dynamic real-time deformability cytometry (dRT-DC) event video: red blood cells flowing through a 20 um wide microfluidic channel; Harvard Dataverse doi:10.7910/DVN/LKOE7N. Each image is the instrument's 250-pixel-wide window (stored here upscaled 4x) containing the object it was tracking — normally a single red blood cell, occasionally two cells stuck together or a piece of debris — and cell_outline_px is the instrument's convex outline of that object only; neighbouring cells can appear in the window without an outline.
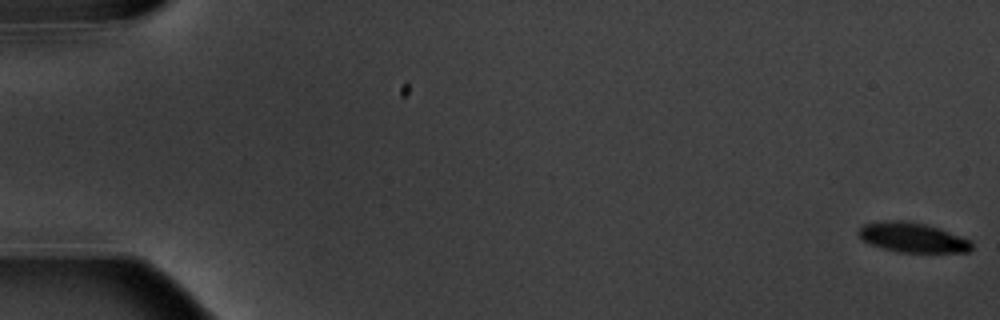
{"species": "common noctule bat (a hibernating species)", "species_latin": "Nyctalus noctula", "temperature_condition": "warm", "stored_images_in_passage": 5, "camera_frame_rate_fps": 3000, "um_per_image_px": 0.085, "animal": {"sex": "male", "body_mass_g": 20.1, "forearm_length_mm": 53.5}, "frame": {"image": 1, "passage_image": 1, "time_ms": 0.0, "image_size_px": [1000, 320], "cell_outline_px": [[972, 248], [968, 252], [896, 252], [872, 244], [864, 240], [856, 232], [864, 224], [888, 220], [908, 220], [940, 228], [972, 240]], "centroid_in_image_um": [77.6, 20.18], "position_along_channel_um": 7.4, "area_um2": 19.59}}
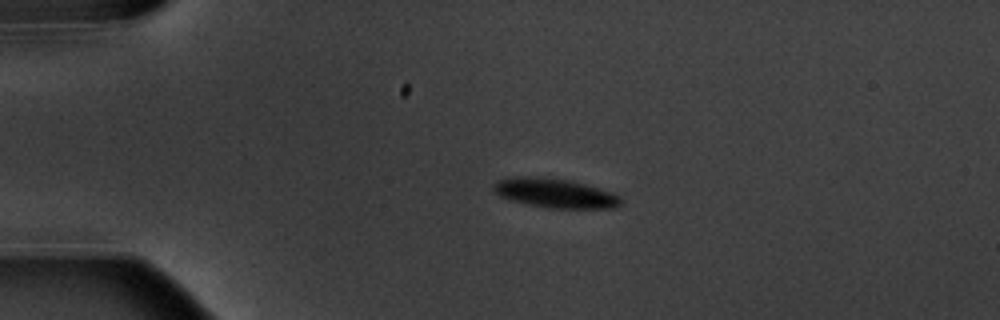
{"frame": {"image": 2, "passage_image": 4, "time_ms": 4.333, "image_size_px": [1000, 320], "cell_outline_px": [[624, 200], [616, 208], [548, 208], [528, 204], [512, 200], [500, 196], [492, 188], [500, 180], [516, 176], [540, 176], [568, 180], [584, 184], [620, 196]], "centroid_in_image_um": [47.19, 16.42], "position_along_channel_um": 37.8, "area_um2": 21.44}}